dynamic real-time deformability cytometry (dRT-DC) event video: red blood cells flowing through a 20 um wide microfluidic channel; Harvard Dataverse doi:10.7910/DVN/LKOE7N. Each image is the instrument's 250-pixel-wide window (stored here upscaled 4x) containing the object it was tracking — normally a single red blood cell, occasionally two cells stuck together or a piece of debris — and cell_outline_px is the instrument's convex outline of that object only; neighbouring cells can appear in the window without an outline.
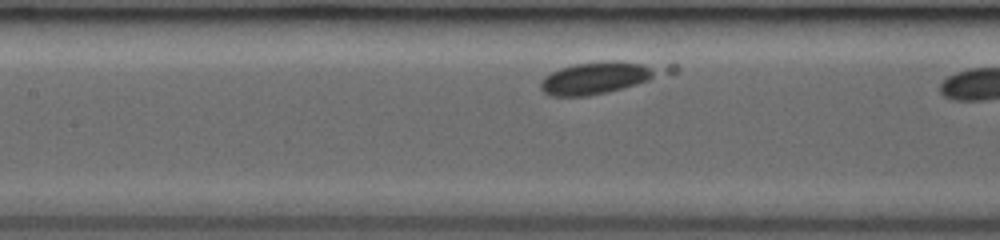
{"species": "common noctule bat (a hibernating species)", "species_latin": "Nyctalus noctula", "temperature_condition": "room temperature", "stored_images_in_passage": 7, "segment_of_instrument_passage": [2, 2], "camera_frame_rate_fps": 3000, "um_per_image_px": 0.085, "animal": {"sex": "female", "body_mass_g": 19.0, "forearm_length_mm": 53.3}, "frame": {"image": 1, "passage_image": 7, "time_ms": 4.0, "image_size_px": [1000, 240], "cell_outline_px": [[680, 72], [608, 92], [588, 96], [552, 96], [544, 92], [540, 88], [540, 80], [544, 76], [560, 68], [572, 64], [608, 60], [620, 60], [676, 64], [680, 68]], "centroid_in_image_um": [51.21, 6.54], "position_along_channel_um": 156.2, "area_um2": 24.62}}